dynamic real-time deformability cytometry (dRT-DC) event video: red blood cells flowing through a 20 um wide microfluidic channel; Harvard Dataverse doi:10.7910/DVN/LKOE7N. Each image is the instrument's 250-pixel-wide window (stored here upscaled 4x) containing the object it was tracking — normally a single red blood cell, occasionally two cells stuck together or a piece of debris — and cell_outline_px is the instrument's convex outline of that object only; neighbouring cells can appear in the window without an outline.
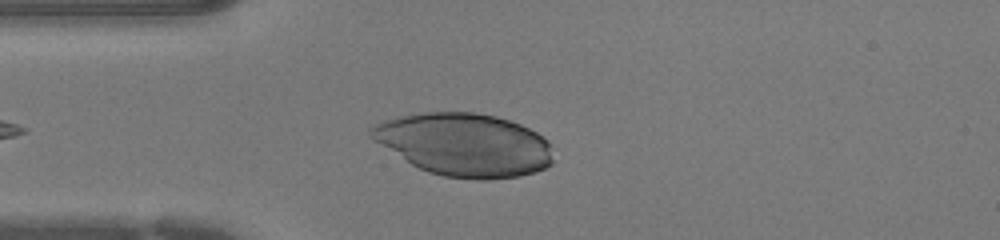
{"species": "human", "species_latin": "Homo sapiens", "temperature_condition": "warm", "stored_images_in_passage": 33, "camera_frame_rate_fps": 3000, "um_per_image_px": 0.085, "donor": {"sex": "female"}, "frame": {"image": 1, "passage_image": 4, "time_ms": 1.0, "image_size_px": [1000, 240], "cell_outline_px": [[552, 164], [536, 172], [520, 176], [488, 180], [480, 180], [444, 176], [428, 172], [412, 164], [372, 140], [368, 136], [368, 128], [372, 124], [396, 116], [424, 112], [472, 112], [496, 116], [520, 124], [536, 132], [548, 140], [552, 160]], "centroid_in_image_um": [39.43, 12.29], "position_along_channel_um": 45.6, "area_um2": 66.99}}
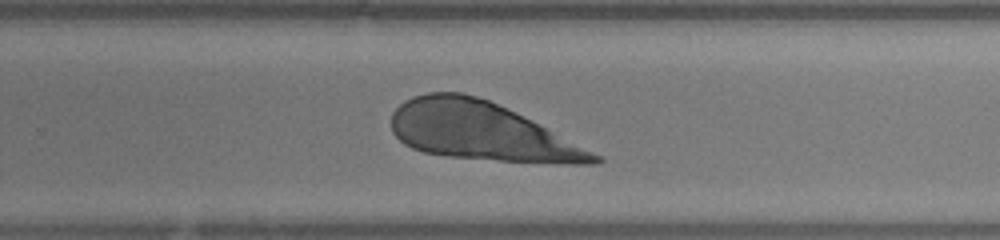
{"frame": {"image": 2, "passage_image": 21, "time_ms": 6.667, "image_size_px": [1000, 240], "cell_outline_px": [[604, 160], [600, 164], [556, 164], [500, 160], [448, 156], [424, 152], [412, 148], [404, 144], [392, 132], [392, 112], [404, 100], [412, 96], [428, 92], [464, 92], [488, 100], [600, 156]], "centroid_in_image_um": [40.8, 11.17], "position_along_channel_um": 289.0, "area_um2": 67.39}}